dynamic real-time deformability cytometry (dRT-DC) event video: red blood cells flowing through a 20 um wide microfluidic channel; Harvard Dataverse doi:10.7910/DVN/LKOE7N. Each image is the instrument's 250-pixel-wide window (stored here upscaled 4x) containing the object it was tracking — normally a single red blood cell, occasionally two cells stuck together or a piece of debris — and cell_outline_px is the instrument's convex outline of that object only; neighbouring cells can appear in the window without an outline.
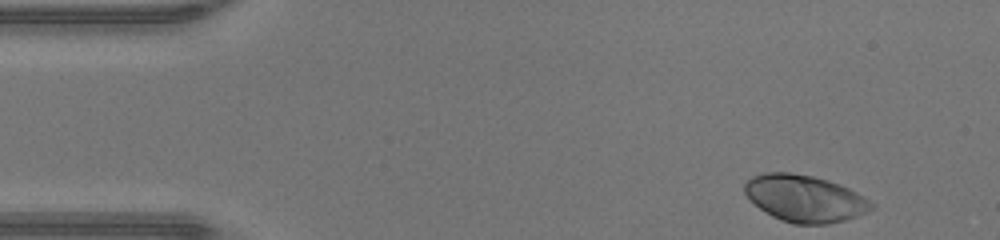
{"species": "human", "species_latin": "Homo sapiens", "temperature_condition": "warm", "stored_images_in_passage": 44, "camera_frame_rate_fps": 3000, "um_per_image_px": 0.085, "donor": {"sex": "male"}, "frame": {"image": 1, "passage_image": 1, "time_ms": 0.0, "image_size_px": [1000, 240], "cell_outline_px": [[876, 208], [868, 212], [844, 220], [828, 224], [792, 224], [772, 216], [760, 208], [744, 192], [744, 184], [752, 176], [764, 172], [792, 172], [812, 176], [828, 180], [840, 184], [864, 196], [876, 204]], "centroid_in_image_um": [68.44, 16.86], "position_along_channel_um": 16.6, "area_um2": 34.74}}
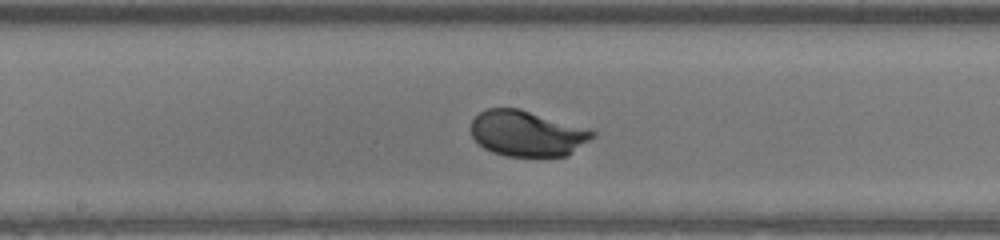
{"frame": {"image": 2, "passage_image": 21, "time_ms": 6.667, "image_size_px": [1000, 240], "cell_outline_px": [[596, 136], [568, 156], [504, 156], [492, 152], [484, 148], [472, 136], [472, 120], [480, 112], [488, 108], [520, 108], [592, 128], [596, 132]], "centroid_in_image_um": [44.88, 11.33], "position_along_channel_um": 203.3, "area_um2": 32.83}}
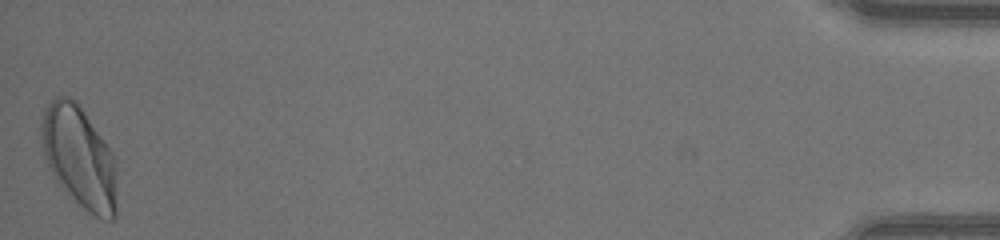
{"frame": {"image": 3, "passage_image": 44, "time_ms": 14.333, "image_size_px": [1000, 240], "cell_outline_px": [[116, 216], [112, 220], [104, 220], [88, 212], [60, 188], [44, 156], [40, 136], [40, 128], [44, 108], [56, 96], [68, 96], [76, 100], [104, 140], [112, 152], [116, 160]], "centroid_in_image_um": [6.74, 13.36], "position_along_channel_um": 428.5, "area_um2": 45.08}, "authors_computed_cell_mechanics": {"area_um2": 32.7726, "velocity_mm_per_s": 4.3072, "shape_relaxation_time_tau1_ms": 1.9043, "shape_relaxation_time_tau2_ms": null, "deformation_change_tau1": 0.1546, "deformation_change_tau2": null}}